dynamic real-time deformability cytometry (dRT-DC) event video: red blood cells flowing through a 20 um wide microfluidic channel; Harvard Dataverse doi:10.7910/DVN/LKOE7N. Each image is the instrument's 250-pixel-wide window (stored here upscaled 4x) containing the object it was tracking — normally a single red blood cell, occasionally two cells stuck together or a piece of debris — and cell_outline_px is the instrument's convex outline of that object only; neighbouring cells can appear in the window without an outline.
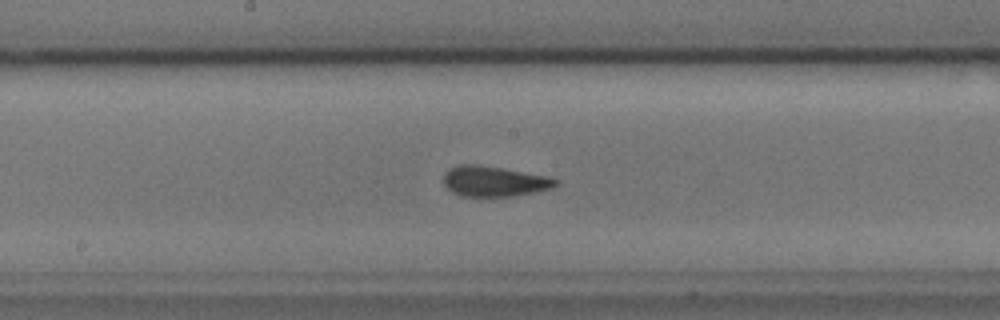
{"species": "common noctule bat (a hibernating species)", "species_latin": "Nyctalus noctula", "temperature_condition": "cold", "stored_images_in_passage": 49, "camera_frame_rate_fps": 3000, "um_per_image_px": 0.085, "animal": {"sex": "male", "body_mass_g": 17.9, "forearm_length_mm": 54.2}, "frame": {"image": 1, "passage_image": 22, "time_ms": 7.0, "image_size_px": [1000, 320], "cell_outline_px": [[560, 184], [552, 188], [512, 196], [460, 196], [452, 192], [444, 184], [444, 172], [448, 168], [460, 164], [480, 164], [504, 168], [548, 176], [560, 180]], "centroid_in_image_um": [42.01, 15.39], "position_along_channel_um": 206.2, "area_um2": 20.06}, "authors_computed_cell_mechanics": {"area_um2": 19.5942, "velocity_mm_per_s": 3.6585, "shape_relaxation_time_tau1_ms": 2.8933, "shape_relaxation_time_tau2_ms": 1.2311, "deformation_change_tau1": 0.1184, "deformation_change_tau2": 0.0815}}